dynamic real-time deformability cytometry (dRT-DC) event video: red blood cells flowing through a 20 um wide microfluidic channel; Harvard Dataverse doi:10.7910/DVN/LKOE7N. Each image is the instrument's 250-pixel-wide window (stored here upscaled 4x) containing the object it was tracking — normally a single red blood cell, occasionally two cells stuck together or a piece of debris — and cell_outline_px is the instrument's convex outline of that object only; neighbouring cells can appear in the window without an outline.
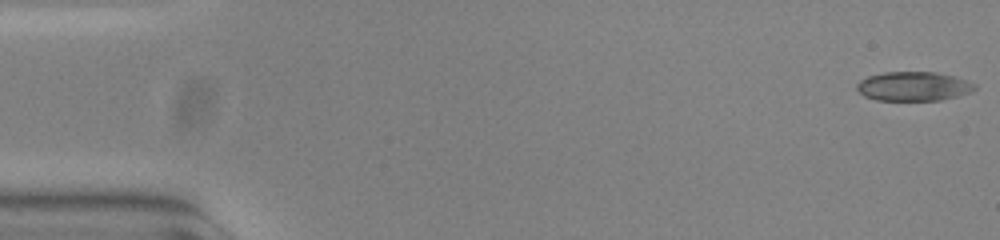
{"species": "common noctule bat (a hibernating species)", "species_latin": "Nyctalus noctula", "temperature_condition": "warm", "stored_images_in_passage": 54, "camera_frame_rate_fps": 3000, "um_per_image_px": 0.085, "animal": {"sex": "female", "body_mass_g": 23.0, "forearm_length_mm": 53.4}, "frame": {"image": 1, "passage_image": 1, "time_ms": 0.0, "image_size_px": [1000, 240], "cell_outline_px": [[976, 88], [972, 92], [940, 100], [876, 100], [864, 96], [856, 88], [856, 84], [860, 80], [868, 76], [884, 72], [936, 72], [956, 76], [976, 84]], "centroid_in_image_um": [77.65, 7.33], "position_along_channel_um": 7.3, "area_um2": 20.11}}
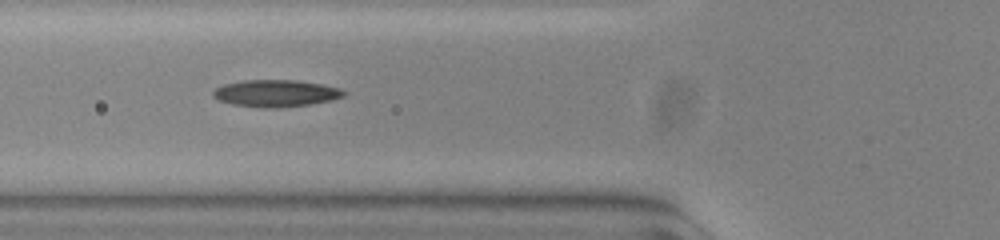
{"frame": {"image": 2, "passage_image": 20, "time_ms": 6.333, "image_size_px": [1000, 240], "cell_outline_px": [[348, 92], [344, 96], [332, 100], [308, 104], [268, 108], [264, 108], [232, 104], [216, 100], [212, 96], [212, 92], [216, 88], [224, 84], [244, 80], [296, 80], [320, 84], [340, 88]], "centroid_in_image_um": [23.42, 7.92], "position_along_channel_um": 102.4, "area_um2": 20.46}}
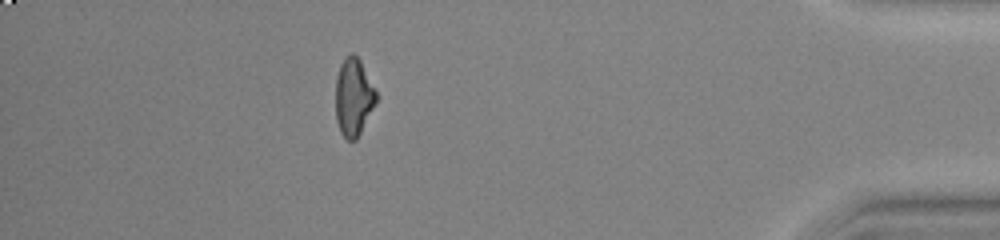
{"frame": {"image": 3, "passage_image": 48, "time_ms": 15.667, "image_size_px": [1000, 240], "cell_outline_px": [[376, 100], [356, 140], [348, 140], [340, 132], [336, 120], [336, 76], [340, 64], [352, 52], [360, 60], [376, 92]], "centroid_in_image_um": [30.02, 8.25], "position_along_channel_um": 405.2, "area_um2": 17.86}, "authors_computed_cell_mechanics": {"area_um2": 19.6231, "velocity_mm_per_s": 3.7816, "shape_relaxation_time_tau1_ms": 10.6059, "shape_relaxation_time_tau2_ms": 5.6716, "deformation_change_tau1": 0.2736, "deformation_change_tau2": 0.1521}}